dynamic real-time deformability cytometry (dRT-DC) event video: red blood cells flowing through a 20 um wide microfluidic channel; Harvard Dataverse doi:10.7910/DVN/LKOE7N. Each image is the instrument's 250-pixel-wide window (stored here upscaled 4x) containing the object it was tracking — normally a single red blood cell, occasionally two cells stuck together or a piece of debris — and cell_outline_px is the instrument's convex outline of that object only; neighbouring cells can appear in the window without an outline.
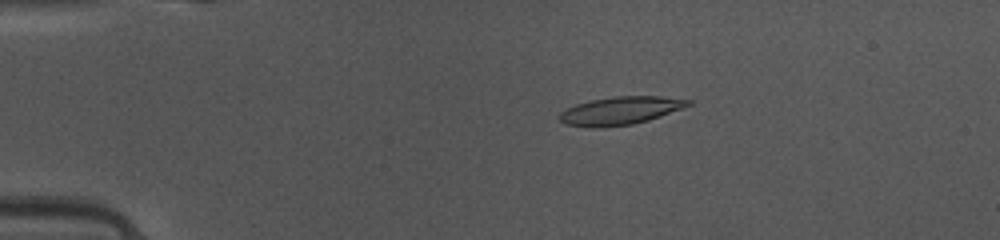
{"species": "common noctule bat (a hibernating species)", "species_latin": "Nyctalus noctula", "temperature_condition": "warm", "stored_images_in_passage": 42, "camera_frame_rate_fps": 3000, "um_per_image_px": 0.085, "animal": {"sex": "female", "body_mass_g": 10.0, "forearm_length_mm": 53.1}, "frame": {"image": 1, "passage_image": 10, "time_ms": 3.0, "image_size_px": [1000, 240], "cell_outline_px": [[692, 104], [660, 116], [648, 120], [632, 124], [604, 128], [592, 128], [564, 124], [556, 116], [560, 112], [576, 104], [592, 100], [612, 96], [660, 96], [692, 100]], "centroid_in_image_um": [52.68, 9.41], "position_along_channel_um": 32.3, "area_um2": 21.1}}
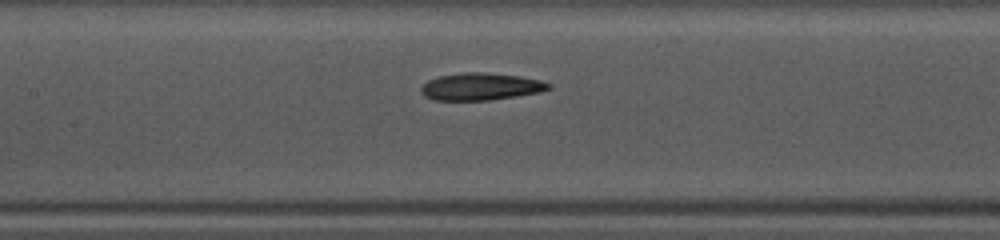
{"frame": {"image": 2, "passage_image": 23, "time_ms": 7.333, "image_size_px": [1000, 240], "cell_outline_px": [[552, 88], [540, 92], [516, 96], [488, 100], [432, 100], [424, 96], [420, 92], [420, 88], [428, 80], [436, 76], [464, 72], [484, 72], [516, 76], [540, 80], [552, 84]], "centroid_in_image_um": [40.83, 7.36], "position_along_channel_um": 166.6, "area_um2": 20.29}}
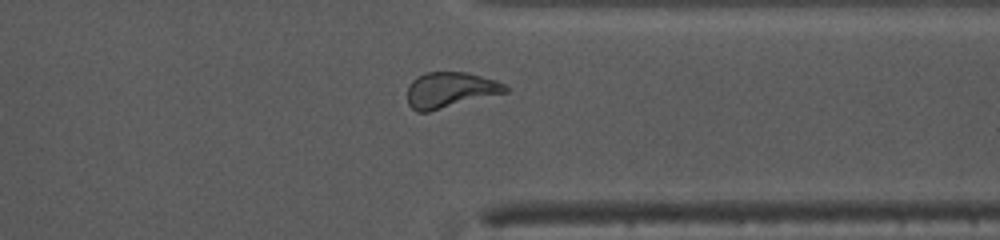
{"frame": {"image": 3, "passage_image": 38, "time_ms": 12.333, "image_size_px": [1000, 240], "cell_outline_px": [[508, 92], [428, 112], [416, 112], [408, 104], [408, 84], [416, 76], [424, 72], [468, 72], [496, 80], [504, 84], [508, 88]], "centroid_in_image_um": [38.25, 7.64], "position_along_channel_um": 373.2, "area_um2": 20.52}, "authors_computed_cell_mechanics": {"area_um2": 20.5479, "velocity_mm_per_s": 4.1569, "shape_relaxation_time_tau1_ms": 4.2939, "shape_relaxation_time_tau2_ms": 3.3109, "deformation_change_tau1": 0.1543, "deformation_change_tau2": 0.1254}}